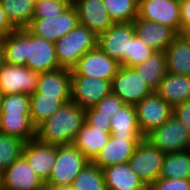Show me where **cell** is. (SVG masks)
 I'll list each match as a JSON object with an SVG mask.
<instances>
[{
    "mask_svg": "<svg viewBox=\"0 0 190 190\" xmlns=\"http://www.w3.org/2000/svg\"><path fill=\"white\" fill-rule=\"evenodd\" d=\"M85 122V109L70 101L36 128L35 138L44 144H72Z\"/></svg>",
    "mask_w": 190,
    "mask_h": 190,
    "instance_id": "cell-1",
    "label": "cell"
},
{
    "mask_svg": "<svg viewBox=\"0 0 190 190\" xmlns=\"http://www.w3.org/2000/svg\"><path fill=\"white\" fill-rule=\"evenodd\" d=\"M54 44L59 67L72 70L80 57L97 46V35L78 24Z\"/></svg>",
    "mask_w": 190,
    "mask_h": 190,
    "instance_id": "cell-2",
    "label": "cell"
},
{
    "mask_svg": "<svg viewBox=\"0 0 190 190\" xmlns=\"http://www.w3.org/2000/svg\"><path fill=\"white\" fill-rule=\"evenodd\" d=\"M135 36L132 22L114 23L97 35V46L121 66L129 67V39Z\"/></svg>",
    "mask_w": 190,
    "mask_h": 190,
    "instance_id": "cell-3",
    "label": "cell"
},
{
    "mask_svg": "<svg viewBox=\"0 0 190 190\" xmlns=\"http://www.w3.org/2000/svg\"><path fill=\"white\" fill-rule=\"evenodd\" d=\"M89 161L73 144L57 145V158L45 185L72 184Z\"/></svg>",
    "mask_w": 190,
    "mask_h": 190,
    "instance_id": "cell-4",
    "label": "cell"
},
{
    "mask_svg": "<svg viewBox=\"0 0 190 190\" xmlns=\"http://www.w3.org/2000/svg\"><path fill=\"white\" fill-rule=\"evenodd\" d=\"M145 139L165 154L190 149V133L173 115L147 134Z\"/></svg>",
    "mask_w": 190,
    "mask_h": 190,
    "instance_id": "cell-5",
    "label": "cell"
},
{
    "mask_svg": "<svg viewBox=\"0 0 190 190\" xmlns=\"http://www.w3.org/2000/svg\"><path fill=\"white\" fill-rule=\"evenodd\" d=\"M164 157V152L152 146L144 139L137 145L133 156L127 163L149 188L160 178Z\"/></svg>",
    "mask_w": 190,
    "mask_h": 190,
    "instance_id": "cell-6",
    "label": "cell"
},
{
    "mask_svg": "<svg viewBox=\"0 0 190 190\" xmlns=\"http://www.w3.org/2000/svg\"><path fill=\"white\" fill-rule=\"evenodd\" d=\"M111 89L126 105L133 106L154 92L133 68L124 66L112 79Z\"/></svg>",
    "mask_w": 190,
    "mask_h": 190,
    "instance_id": "cell-7",
    "label": "cell"
},
{
    "mask_svg": "<svg viewBox=\"0 0 190 190\" xmlns=\"http://www.w3.org/2000/svg\"><path fill=\"white\" fill-rule=\"evenodd\" d=\"M120 66L117 60L96 46L80 57L77 65L71 70V76L95 77L112 82Z\"/></svg>",
    "mask_w": 190,
    "mask_h": 190,
    "instance_id": "cell-8",
    "label": "cell"
},
{
    "mask_svg": "<svg viewBox=\"0 0 190 190\" xmlns=\"http://www.w3.org/2000/svg\"><path fill=\"white\" fill-rule=\"evenodd\" d=\"M26 66L36 73L60 69L54 42L32 34L26 28Z\"/></svg>",
    "mask_w": 190,
    "mask_h": 190,
    "instance_id": "cell-9",
    "label": "cell"
},
{
    "mask_svg": "<svg viewBox=\"0 0 190 190\" xmlns=\"http://www.w3.org/2000/svg\"><path fill=\"white\" fill-rule=\"evenodd\" d=\"M138 124L145 137L152 130L160 127L173 115L171 107L156 91L135 105Z\"/></svg>",
    "mask_w": 190,
    "mask_h": 190,
    "instance_id": "cell-10",
    "label": "cell"
},
{
    "mask_svg": "<svg viewBox=\"0 0 190 190\" xmlns=\"http://www.w3.org/2000/svg\"><path fill=\"white\" fill-rule=\"evenodd\" d=\"M79 24L76 7H68L60 16L32 19L27 29L34 35L56 42Z\"/></svg>",
    "mask_w": 190,
    "mask_h": 190,
    "instance_id": "cell-11",
    "label": "cell"
},
{
    "mask_svg": "<svg viewBox=\"0 0 190 190\" xmlns=\"http://www.w3.org/2000/svg\"><path fill=\"white\" fill-rule=\"evenodd\" d=\"M112 92L111 82L88 76H71V101L81 108L94 107Z\"/></svg>",
    "mask_w": 190,
    "mask_h": 190,
    "instance_id": "cell-12",
    "label": "cell"
},
{
    "mask_svg": "<svg viewBox=\"0 0 190 190\" xmlns=\"http://www.w3.org/2000/svg\"><path fill=\"white\" fill-rule=\"evenodd\" d=\"M137 17L163 24L180 34L179 0H138Z\"/></svg>",
    "mask_w": 190,
    "mask_h": 190,
    "instance_id": "cell-13",
    "label": "cell"
},
{
    "mask_svg": "<svg viewBox=\"0 0 190 190\" xmlns=\"http://www.w3.org/2000/svg\"><path fill=\"white\" fill-rule=\"evenodd\" d=\"M38 76L27 66L5 63L0 71V92L31 95L36 92Z\"/></svg>",
    "mask_w": 190,
    "mask_h": 190,
    "instance_id": "cell-14",
    "label": "cell"
},
{
    "mask_svg": "<svg viewBox=\"0 0 190 190\" xmlns=\"http://www.w3.org/2000/svg\"><path fill=\"white\" fill-rule=\"evenodd\" d=\"M2 190H45V183L22 155L1 173Z\"/></svg>",
    "mask_w": 190,
    "mask_h": 190,
    "instance_id": "cell-15",
    "label": "cell"
},
{
    "mask_svg": "<svg viewBox=\"0 0 190 190\" xmlns=\"http://www.w3.org/2000/svg\"><path fill=\"white\" fill-rule=\"evenodd\" d=\"M144 139L145 137L111 135L109 141L101 148L99 154L92 162L101 169L127 163L133 156L137 145Z\"/></svg>",
    "mask_w": 190,
    "mask_h": 190,
    "instance_id": "cell-16",
    "label": "cell"
},
{
    "mask_svg": "<svg viewBox=\"0 0 190 190\" xmlns=\"http://www.w3.org/2000/svg\"><path fill=\"white\" fill-rule=\"evenodd\" d=\"M22 155L44 183L50 178L57 158V145L44 144L36 138L26 142Z\"/></svg>",
    "mask_w": 190,
    "mask_h": 190,
    "instance_id": "cell-17",
    "label": "cell"
},
{
    "mask_svg": "<svg viewBox=\"0 0 190 190\" xmlns=\"http://www.w3.org/2000/svg\"><path fill=\"white\" fill-rule=\"evenodd\" d=\"M135 35L154 51L165 52L179 35L174 29L136 17L133 21Z\"/></svg>",
    "mask_w": 190,
    "mask_h": 190,
    "instance_id": "cell-18",
    "label": "cell"
},
{
    "mask_svg": "<svg viewBox=\"0 0 190 190\" xmlns=\"http://www.w3.org/2000/svg\"><path fill=\"white\" fill-rule=\"evenodd\" d=\"M79 24L86 26L96 35L106 31L114 23L103 0H82L76 6Z\"/></svg>",
    "mask_w": 190,
    "mask_h": 190,
    "instance_id": "cell-19",
    "label": "cell"
},
{
    "mask_svg": "<svg viewBox=\"0 0 190 190\" xmlns=\"http://www.w3.org/2000/svg\"><path fill=\"white\" fill-rule=\"evenodd\" d=\"M36 93L42 97H71V70L60 68L40 73Z\"/></svg>",
    "mask_w": 190,
    "mask_h": 190,
    "instance_id": "cell-20",
    "label": "cell"
},
{
    "mask_svg": "<svg viewBox=\"0 0 190 190\" xmlns=\"http://www.w3.org/2000/svg\"><path fill=\"white\" fill-rule=\"evenodd\" d=\"M102 172L107 190H148L128 163L106 167Z\"/></svg>",
    "mask_w": 190,
    "mask_h": 190,
    "instance_id": "cell-21",
    "label": "cell"
},
{
    "mask_svg": "<svg viewBox=\"0 0 190 190\" xmlns=\"http://www.w3.org/2000/svg\"><path fill=\"white\" fill-rule=\"evenodd\" d=\"M111 134L84 122L72 144L89 160L93 161L101 148L109 141Z\"/></svg>",
    "mask_w": 190,
    "mask_h": 190,
    "instance_id": "cell-22",
    "label": "cell"
},
{
    "mask_svg": "<svg viewBox=\"0 0 190 190\" xmlns=\"http://www.w3.org/2000/svg\"><path fill=\"white\" fill-rule=\"evenodd\" d=\"M171 107L190 101V76L167 73L156 90Z\"/></svg>",
    "mask_w": 190,
    "mask_h": 190,
    "instance_id": "cell-23",
    "label": "cell"
},
{
    "mask_svg": "<svg viewBox=\"0 0 190 190\" xmlns=\"http://www.w3.org/2000/svg\"><path fill=\"white\" fill-rule=\"evenodd\" d=\"M167 72L190 76V38L179 34L165 51Z\"/></svg>",
    "mask_w": 190,
    "mask_h": 190,
    "instance_id": "cell-24",
    "label": "cell"
},
{
    "mask_svg": "<svg viewBox=\"0 0 190 190\" xmlns=\"http://www.w3.org/2000/svg\"><path fill=\"white\" fill-rule=\"evenodd\" d=\"M0 133L26 143L35 139L36 128L31 122L30 114H0Z\"/></svg>",
    "mask_w": 190,
    "mask_h": 190,
    "instance_id": "cell-25",
    "label": "cell"
},
{
    "mask_svg": "<svg viewBox=\"0 0 190 190\" xmlns=\"http://www.w3.org/2000/svg\"><path fill=\"white\" fill-rule=\"evenodd\" d=\"M71 101V97H42L34 92L30 95V119L35 128L49 119L62 105Z\"/></svg>",
    "mask_w": 190,
    "mask_h": 190,
    "instance_id": "cell-26",
    "label": "cell"
},
{
    "mask_svg": "<svg viewBox=\"0 0 190 190\" xmlns=\"http://www.w3.org/2000/svg\"><path fill=\"white\" fill-rule=\"evenodd\" d=\"M133 69L153 91H156L168 73L165 52L155 51L143 63L133 67Z\"/></svg>",
    "mask_w": 190,
    "mask_h": 190,
    "instance_id": "cell-27",
    "label": "cell"
},
{
    "mask_svg": "<svg viewBox=\"0 0 190 190\" xmlns=\"http://www.w3.org/2000/svg\"><path fill=\"white\" fill-rule=\"evenodd\" d=\"M110 134L122 137H144L141 133L135 106L125 105L110 120Z\"/></svg>",
    "mask_w": 190,
    "mask_h": 190,
    "instance_id": "cell-28",
    "label": "cell"
},
{
    "mask_svg": "<svg viewBox=\"0 0 190 190\" xmlns=\"http://www.w3.org/2000/svg\"><path fill=\"white\" fill-rule=\"evenodd\" d=\"M1 46L6 63L26 66V28L15 29L6 38L1 39Z\"/></svg>",
    "mask_w": 190,
    "mask_h": 190,
    "instance_id": "cell-29",
    "label": "cell"
},
{
    "mask_svg": "<svg viewBox=\"0 0 190 190\" xmlns=\"http://www.w3.org/2000/svg\"><path fill=\"white\" fill-rule=\"evenodd\" d=\"M9 22L16 29H25L33 19L35 3L32 0H0Z\"/></svg>",
    "mask_w": 190,
    "mask_h": 190,
    "instance_id": "cell-30",
    "label": "cell"
},
{
    "mask_svg": "<svg viewBox=\"0 0 190 190\" xmlns=\"http://www.w3.org/2000/svg\"><path fill=\"white\" fill-rule=\"evenodd\" d=\"M160 177L165 179H190V149L165 154Z\"/></svg>",
    "mask_w": 190,
    "mask_h": 190,
    "instance_id": "cell-31",
    "label": "cell"
},
{
    "mask_svg": "<svg viewBox=\"0 0 190 190\" xmlns=\"http://www.w3.org/2000/svg\"><path fill=\"white\" fill-rule=\"evenodd\" d=\"M74 190H107L102 169L90 162L74 178Z\"/></svg>",
    "mask_w": 190,
    "mask_h": 190,
    "instance_id": "cell-32",
    "label": "cell"
},
{
    "mask_svg": "<svg viewBox=\"0 0 190 190\" xmlns=\"http://www.w3.org/2000/svg\"><path fill=\"white\" fill-rule=\"evenodd\" d=\"M113 23L132 22L138 16V0H103Z\"/></svg>",
    "mask_w": 190,
    "mask_h": 190,
    "instance_id": "cell-33",
    "label": "cell"
},
{
    "mask_svg": "<svg viewBox=\"0 0 190 190\" xmlns=\"http://www.w3.org/2000/svg\"><path fill=\"white\" fill-rule=\"evenodd\" d=\"M24 142L0 133V173L22 156Z\"/></svg>",
    "mask_w": 190,
    "mask_h": 190,
    "instance_id": "cell-34",
    "label": "cell"
},
{
    "mask_svg": "<svg viewBox=\"0 0 190 190\" xmlns=\"http://www.w3.org/2000/svg\"><path fill=\"white\" fill-rule=\"evenodd\" d=\"M0 114H30V95H3Z\"/></svg>",
    "mask_w": 190,
    "mask_h": 190,
    "instance_id": "cell-35",
    "label": "cell"
},
{
    "mask_svg": "<svg viewBox=\"0 0 190 190\" xmlns=\"http://www.w3.org/2000/svg\"><path fill=\"white\" fill-rule=\"evenodd\" d=\"M68 7L63 0H41L35 4L33 19L60 16Z\"/></svg>",
    "mask_w": 190,
    "mask_h": 190,
    "instance_id": "cell-36",
    "label": "cell"
},
{
    "mask_svg": "<svg viewBox=\"0 0 190 190\" xmlns=\"http://www.w3.org/2000/svg\"><path fill=\"white\" fill-rule=\"evenodd\" d=\"M155 51L141 41L137 36L129 39V68L143 63Z\"/></svg>",
    "mask_w": 190,
    "mask_h": 190,
    "instance_id": "cell-37",
    "label": "cell"
},
{
    "mask_svg": "<svg viewBox=\"0 0 190 190\" xmlns=\"http://www.w3.org/2000/svg\"><path fill=\"white\" fill-rule=\"evenodd\" d=\"M126 104L112 92L102 98L94 108L99 112V115L112 116L121 110Z\"/></svg>",
    "mask_w": 190,
    "mask_h": 190,
    "instance_id": "cell-38",
    "label": "cell"
},
{
    "mask_svg": "<svg viewBox=\"0 0 190 190\" xmlns=\"http://www.w3.org/2000/svg\"><path fill=\"white\" fill-rule=\"evenodd\" d=\"M148 190H190V179H165L160 177Z\"/></svg>",
    "mask_w": 190,
    "mask_h": 190,
    "instance_id": "cell-39",
    "label": "cell"
},
{
    "mask_svg": "<svg viewBox=\"0 0 190 190\" xmlns=\"http://www.w3.org/2000/svg\"><path fill=\"white\" fill-rule=\"evenodd\" d=\"M111 117L112 116L99 115V112L94 107L85 109V122L95 128L104 129V131L109 133L111 130Z\"/></svg>",
    "mask_w": 190,
    "mask_h": 190,
    "instance_id": "cell-40",
    "label": "cell"
},
{
    "mask_svg": "<svg viewBox=\"0 0 190 190\" xmlns=\"http://www.w3.org/2000/svg\"><path fill=\"white\" fill-rule=\"evenodd\" d=\"M180 3V34L190 33V0H179Z\"/></svg>",
    "mask_w": 190,
    "mask_h": 190,
    "instance_id": "cell-41",
    "label": "cell"
},
{
    "mask_svg": "<svg viewBox=\"0 0 190 190\" xmlns=\"http://www.w3.org/2000/svg\"><path fill=\"white\" fill-rule=\"evenodd\" d=\"M173 116L179 120L190 133V101L173 107Z\"/></svg>",
    "mask_w": 190,
    "mask_h": 190,
    "instance_id": "cell-42",
    "label": "cell"
},
{
    "mask_svg": "<svg viewBox=\"0 0 190 190\" xmlns=\"http://www.w3.org/2000/svg\"><path fill=\"white\" fill-rule=\"evenodd\" d=\"M16 28L9 22L6 12L0 3V38H6Z\"/></svg>",
    "mask_w": 190,
    "mask_h": 190,
    "instance_id": "cell-43",
    "label": "cell"
},
{
    "mask_svg": "<svg viewBox=\"0 0 190 190\" xmlns=\"http://www.w3.org/2000/svg\"><path fill=\"white\" fill-rule=\"evenodd\" d=\"M45 190H74L72 184L67 185H45Z\"/></svg>",
    "mask_w": 190,
    "mask_h": 190,
    "instance_id": "cell-44",
    "label": "cell"
},
{
    "mask_svg": "<svg viewBox=\"0 0 190 190\" xmlns=\"http://www.w3.org/2000/svg\"><path fill=\"white\" fill-rule=\"evenodd\" d=\"M5 63L6 62H5L4 50H3V47L0 44V71H1V69L4 66Z\"/></svg>",
    "mask_w": 190,
    "mask_h": 190,
    "instance_id": "cell-45",
    "label": "cell"
},
{
    "mask_svg": "<svg viewBox=\"0 0 190 190\" xmlns=\"http://www.w3.org/2000/svg\"><path fill=\"white\" fill-rule=\"evenodd\" d=\"M69 7H75L82 0H63Z\"/></svg>",
    "mask_w": 190,
    "mask_h": 190,
    "instance_id": "cell-46",
    "label": "cell"
},
{
    "mask_svg": "<svg viewBox=\"0 0 190 190\" xmlns=\"http://www.w3.org/2000/svg\"><path fill=\"white\" fill-rule=\"evenodd\" d=\"M2 98H3V94L0 92V110H1Z\"/></svg>",
    "mask_w": 190,
    "mask_h": 190,
    "instance_id": "cell-47",
    "label": "cell"
},
{
    "mask_svg": "<svg viewBox=\"0 0 190 190\" xmlns=\"http://www.w3.org/2000/svg\"><path fill=\"white\" fill-rule=\"evenodd\" d=\"M35 4L37 3V2H40L41 0H32Z\"/></svg>",
    "mask_w": 190,
    "mask_h": 190,
    "instance_id": "cell-48",
    "label": "cell"
},
{
    "mask_svg": "<svg viewBox=\"0 0 190 190\" xmlns=\"http://www.w3.org/2000/svg\"><path fill=\"white\" fill-rule=\"evenodd\" d=\"M0 190H2V189H1V173H0Z\"/></svg>",
    "mask_w": 190,
    "mask_h": 190,
    "instance_id": "cell-49",
    "label": "cell"
}]
</instances>
